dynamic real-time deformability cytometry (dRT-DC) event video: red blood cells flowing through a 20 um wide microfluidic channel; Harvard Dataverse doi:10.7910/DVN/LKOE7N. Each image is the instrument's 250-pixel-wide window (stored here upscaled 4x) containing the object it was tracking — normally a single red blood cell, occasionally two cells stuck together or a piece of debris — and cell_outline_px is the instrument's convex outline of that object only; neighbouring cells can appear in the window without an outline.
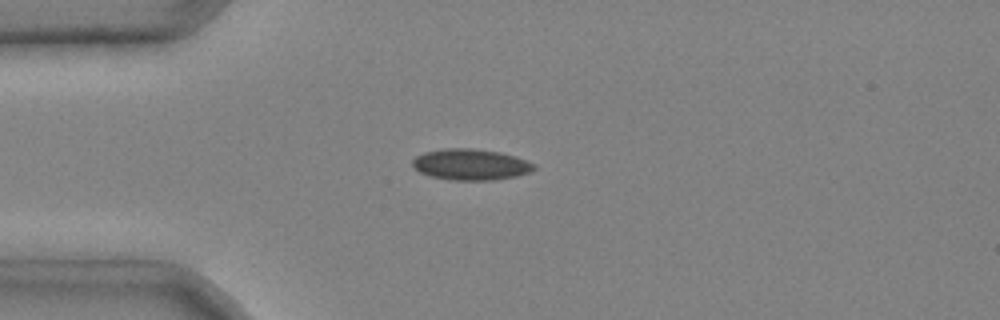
{"species": "common noctule bat (a hibernating species)", "species_latin": "Nyctalus noctula", "temperature_condition": "cold", "stored_images_in_passage": 4, "camera_frame_rate_fps": 3000, "um_per_image_px": 0.085, "animal": {"sex": "male", "body_mass_g": 20.4}, "frame": {"image": 1, "passage_image": 3, "time_ms": 0.667, "image_size_px": [1000, 320], "cell_outline_px": [[536, 168], [532, 172], [516, 176], [492, 180], [452, 180], [432, 176], [420, 172], [412, 164], [412, 160], [416, 156], [424, 152], [444, 148], [468, 148], [500, 152], [516, 156], [536, 164]], "centroid_in_image_um": [40.05, 13.98], "position_along_channel_um": 45.0, "area_um2": 22.02}}